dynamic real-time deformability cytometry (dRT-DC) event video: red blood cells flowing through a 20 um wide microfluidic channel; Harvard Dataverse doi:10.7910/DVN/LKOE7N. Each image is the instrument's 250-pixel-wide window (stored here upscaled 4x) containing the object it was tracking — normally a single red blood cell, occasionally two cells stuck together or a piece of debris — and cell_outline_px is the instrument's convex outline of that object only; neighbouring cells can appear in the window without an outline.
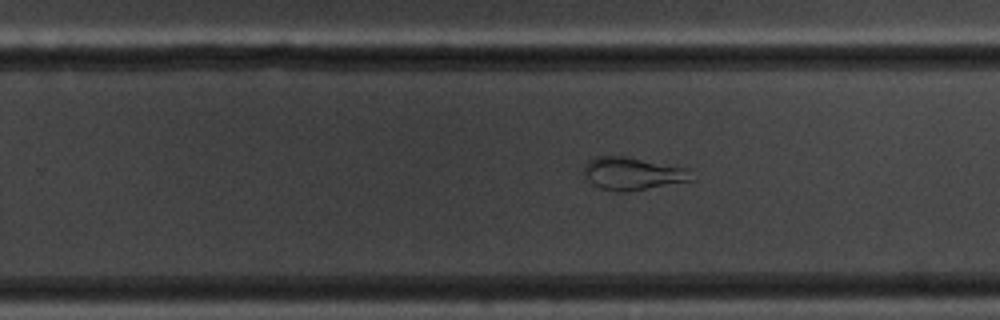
{"species": "common noctule bat (a hibernating species)", "species_latin": "Nyctalus noctula", "temperature_condition": "room temperature", "stored_images_in_passage": 53, "camera_frame_rate_fps": 3000, "um_per_image_px": 0.085, "animal": {"sex": "male", "body_mass_g": 20.1, "forearm_length_mm": 53.5}, "frame": {"image": 1, "passage_image": 33, "time_ms": 10.667, "image_size_px": [1000, 320], "cell_outline_px": [[692, 180], [628, 192], [616, 192], [600, 188], [592, 184], [588, 180], [584, 172], [584, 164], [588, 160], [596, 156], [624, 156], [688, 168]], "centroid_in_image_um": [53.72, 14.76], "position_along_channel_um": 276.1, "area_um2": 20.4}}
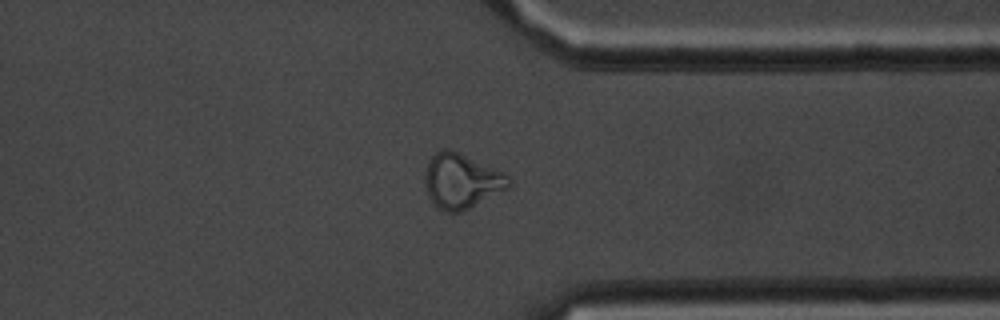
{"frame": {"image": 2, "passage_image": 41, "time_ms": 13.333, "image_size_px": [1000, 320], "cell_outline_px": [[512, 184], [508, 188], [460, 212], [448, 212], [436, 208], [428, 196], [424, 184], [424, 176], [428, 160], [440, 148], [452, 148], [504, 172], [508, 176]], "centroid_in_image_um": [39.19, 15.35], "position_along_channel_um": 372.2, "area_um2": 27.11}}
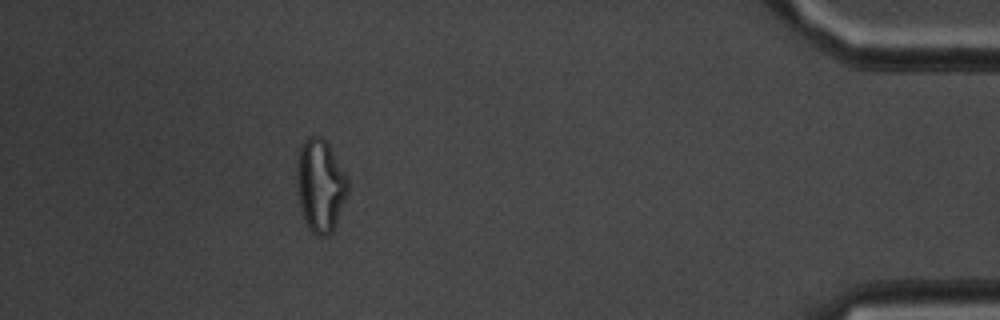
{"frame": {"image": 3, "passage_image": 48, "time_ms": 15.667, "image_size_px": [1000, 320], "cell_outline_px": [[348, 192], [332, 232], [328, 236], [316, 236], [308, 228], [300, 204], [296, 180], [296, 168], [300, 144], [308, 136], [320, 136], [328, 144], [348, 180]], "centroid_in_image_um": [27.21, 15.76], "position_along_channel_um": 408.0, "area_um2": 27.28}, "authors_computed_cell_mechanics": {"area_um2": 27.2816, "velocity_mm_per_s": 3.722, "shape_relaxation_time_tau1_ms": null, "shape_relaxation_time_tau2_ms": 1.311, "deformation_change_tau1": null, "deformation_change_tau2": 0.0869}}